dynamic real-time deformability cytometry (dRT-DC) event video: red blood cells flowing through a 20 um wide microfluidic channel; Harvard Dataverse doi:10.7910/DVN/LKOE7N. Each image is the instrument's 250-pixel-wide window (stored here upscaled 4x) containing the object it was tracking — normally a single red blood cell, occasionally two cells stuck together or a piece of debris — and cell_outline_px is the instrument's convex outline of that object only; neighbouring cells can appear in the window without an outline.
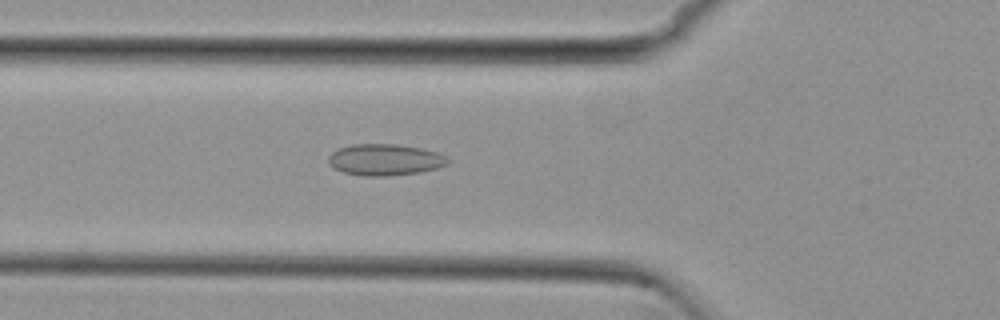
{"species": "common noctule bat (a hibernating species)", "species_latin": "Nyctalus noctula", "temperature_condition": "cold", "stored_images_in_passage": 52, "camera_frame_rate_fps": 3000, "um_per_image_px": 0.085, "animal": {"sex": "female", "body_mass_g": 29.2, "forearm_length_mm": 56.3}, "frame": {"image": 1, "passage_image": 18, "time_ms": 5.667, "image_size_px": [1000, 320], "cell_outline_px": [[448, 164], [436, 168], [420, 172], [384, 176], [364, 176], [344, 172], [336, 168], [328, 160], [328, 156], [332, 152], [340, 148], [352, 144], [396, 144], [420, 148], [436, 152], [444, 156], [448, 160]], "centroid_in_image_um": [32.72, 13.57], "position_along_channel_um": 93.1, "area_um2": 21.5}}
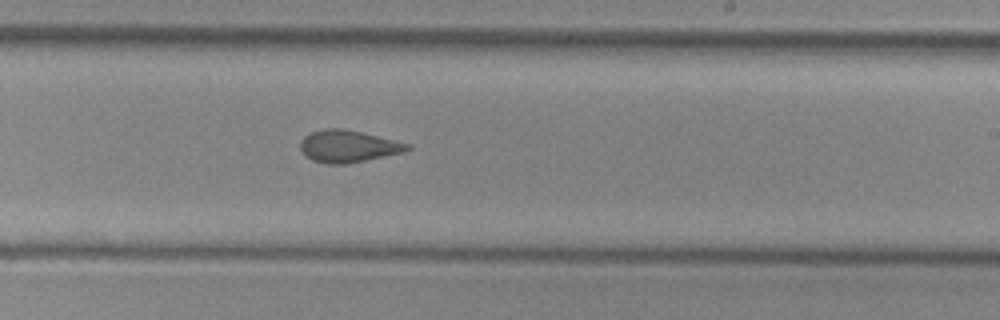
{"frame": {"image": 2, "passage_image": 31, "time_ms": 10.0, "image_size_px": [1000, 320], "cell_outline_px": [[412, 148], [404, 152], [344, 164], [328, 164], [312, 160], [300, 148], [300, 140], [304, 136], [312, 132], [324, 128], [340, 128], [360, 132], [412, 144]], "centroid_in_image_um": [29.6, 12.42], "position_along_channel_um": 259.4, "area_um2": 19.77}}
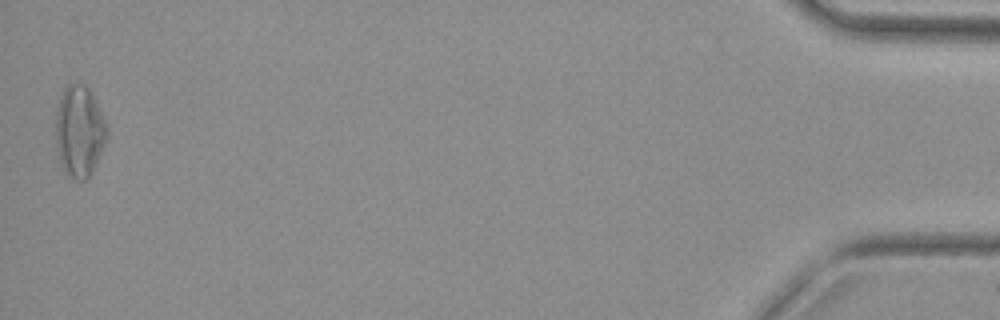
{"frame": {"image": 3, "passage_image": 52, "time_ms": 17.0, "image_size_px": [1000, 320], "cell_outline_px": [[108, 136], [92, 172], [84, 180], [76, 180], [68, 176], [64, 172], [60, 164], [56, 148], [56, 112], [60, 96], [64, 88], [68, 84], [76, 80], [84, 84], [88, 88], [108, 128]], "centroid_in_image_um": [6.72, 11.16], "position_along_channel_um": 428.5, "area_um2": 27.34}, "authors_computed_cell_mechanics": {"area_um2": 21.2704, "velocity_mm_per_s": 3.8282, "shape_relaxation_time_tau1_ms": null, "shape_relaxation_time_tau2_ms": 2.1141, "deformation_change_tau1": null, "deformation_change_tau2": 0.0936}}